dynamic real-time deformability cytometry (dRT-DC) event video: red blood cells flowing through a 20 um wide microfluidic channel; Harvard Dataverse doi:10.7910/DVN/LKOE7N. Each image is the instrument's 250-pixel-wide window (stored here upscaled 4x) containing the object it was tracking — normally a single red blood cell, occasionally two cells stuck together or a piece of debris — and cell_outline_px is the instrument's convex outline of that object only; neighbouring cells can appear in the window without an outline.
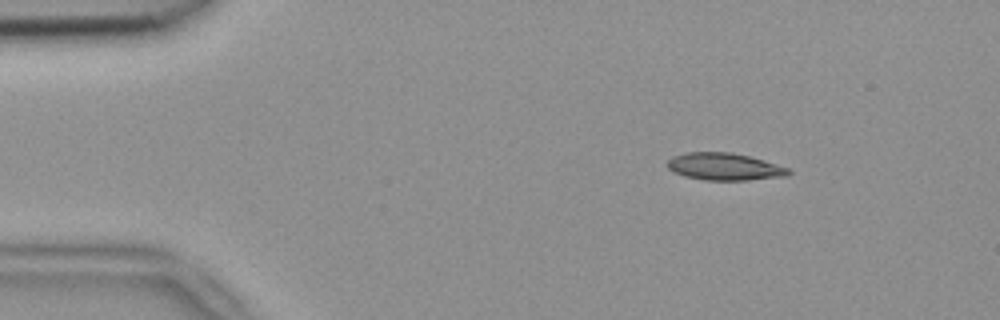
{"species": "common noctule bat (a hibernating species)", "species_latin": "Nyctalus noctula", "temperature_condition": "room temperature", "stored_images_in_passage": 5, "camera_frame_rate_fps": 3000, "um_per_image_px": 0.085, "animal": {"sex": "female", "body_mass_g": 18.4}, "frame": {"image": 1, "passage_image": 2, "time_ms": 0.333, "image_size_px": [1000, 320], "cell_outline_px": [[792, 172], [788, 176], [748, 180], [704, 180], [684, 176], [668, 168], [668, 160], [672, 156], [688, 152], [732, 152], [764, 160], [792, 168]], "centroid_in_image_um": [61.64, 14.16], "position_along_channel_um": 23.4, "area_um2": 19.36}}